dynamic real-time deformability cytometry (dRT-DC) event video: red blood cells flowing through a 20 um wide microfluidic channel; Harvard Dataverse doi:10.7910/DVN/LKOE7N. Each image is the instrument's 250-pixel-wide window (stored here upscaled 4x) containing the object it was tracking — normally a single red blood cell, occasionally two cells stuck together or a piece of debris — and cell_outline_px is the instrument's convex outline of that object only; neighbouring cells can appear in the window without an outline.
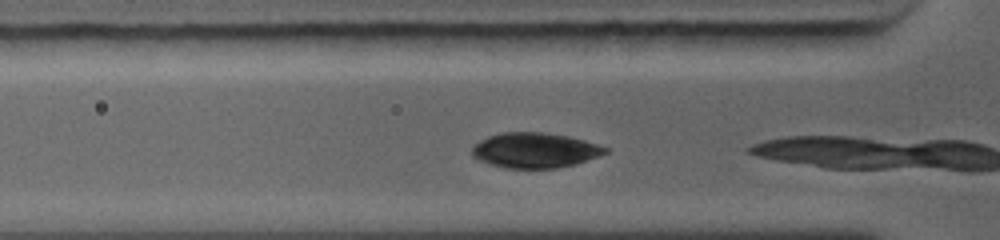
{"species": "common noctule bat (a hibernating species)", "species_latin": "Nyctalus noctula", "temperature_condition": "warm", "stored_images_in_passage": 5, "camera_frame_rate_fps": 5000, "um_per_image_px": 0.085, "animal": {"sex": "female", "body_mass_g": 19.0, "forearm_length_mm": 56.7}, "frame": {"image": 1, "passage_image": 2, "time_ms": 0.4, "image_size_px": [1000, 240], "cell_outline_px": [[608, 152], [600, 156], [576, 164], [556, 168], [504, 168], [488, 164], [472, 156], [472, 148], [480, 140], [488, 136], [500, 132], [544, 132], [568, 136], [584, 140], [608, 148]], "centroid_in_image_um": [45.46, 12.77], "position_along_channel_um": 80.3, "area_um2": 27.4}}